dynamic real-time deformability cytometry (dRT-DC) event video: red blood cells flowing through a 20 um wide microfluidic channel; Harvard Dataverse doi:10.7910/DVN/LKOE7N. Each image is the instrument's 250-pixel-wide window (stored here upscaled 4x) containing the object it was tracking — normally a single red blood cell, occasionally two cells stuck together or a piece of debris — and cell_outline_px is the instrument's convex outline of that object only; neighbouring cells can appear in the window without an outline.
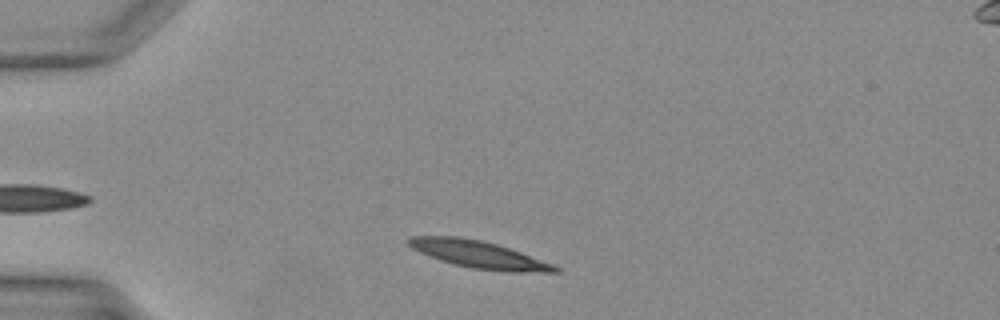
{"species": "Egyptian fruit bat (a non-hibernating species)", "species_latin": "Rousettus aegyptiacus", "temperature_condition": "warm", "stored_images_in_passage": 25, "camera_frame_rate_fps": 3000, "um_per_image_px": 0.085, "animal": {"sex": "female"}, "frame": {"image": 1, "passage_image": 2, "time_ms": 0.333, "image_size_px": [1000, 320], "cell_outline_px": [[560, 272], [512, 272], [472, 268], [440, 260], [420, 252], [412, 248], [408, 244], [408, 236], [456, 236], [484, 240], [520, 252], [552, 264], [560, 268]], "centroid_in_image_um": [40.68, 21.62], "position_along_channel_um": 44.3, "area_um2": 22.95}}
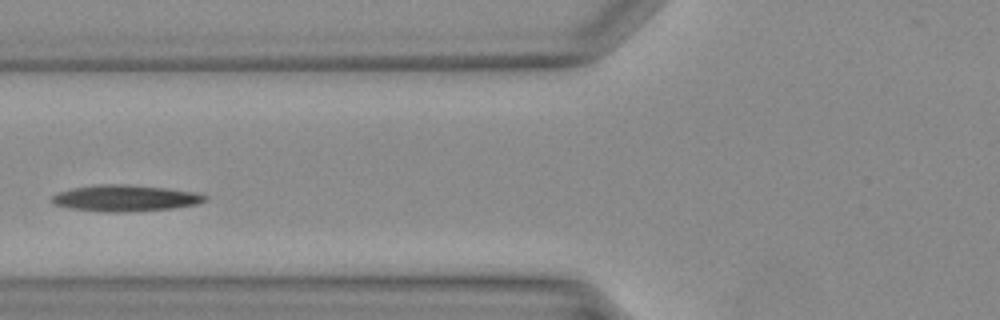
{"frame": {"image": 2, "passage_image": 8, "time_ms": 2.333, "image_size_px": [1000, 320], "cell_outline_px": [[208, 200], [196, 204], [172, 208], [116, 212], [104, 212], [72, 208], [52, 204], [52, 196], [56, 192], [72, 188], [100, 184], [128, 184], [164, 188], [192, 192], [208, 196]], "centroid_in_image_um": [10.6, 16.83], "position_along_channel_um": 115.2, "area_um2": 23.24}}
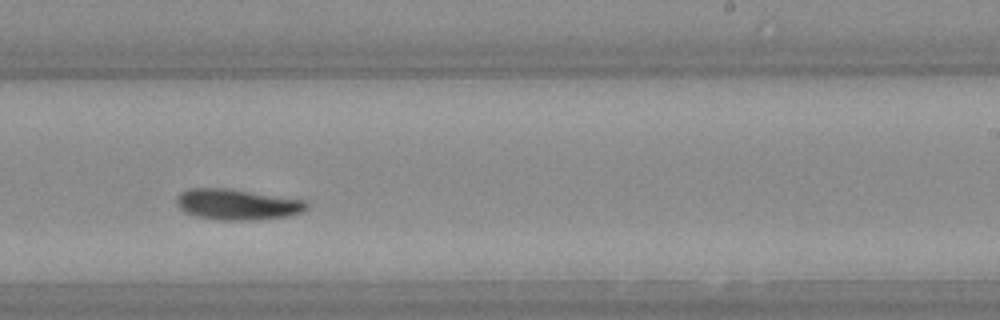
{"frame": {"image": 3, "passage_image": 17, "time_ms": 5.333, "image_size_px": [1000, 320], "cell_outline_px": [[308, 208], [300, 212], [288, 216], [256, 220], [220, 220], [196, 216], [184, 212], [176, 204], [176, 200], [180, 192], [188, 188], [224, 188], [304, 200], [308, 204]], "centroid_in_image_um": [20.12, 17.38], "position_along_channel_um": 268.9, "area_um2": 23.18}}